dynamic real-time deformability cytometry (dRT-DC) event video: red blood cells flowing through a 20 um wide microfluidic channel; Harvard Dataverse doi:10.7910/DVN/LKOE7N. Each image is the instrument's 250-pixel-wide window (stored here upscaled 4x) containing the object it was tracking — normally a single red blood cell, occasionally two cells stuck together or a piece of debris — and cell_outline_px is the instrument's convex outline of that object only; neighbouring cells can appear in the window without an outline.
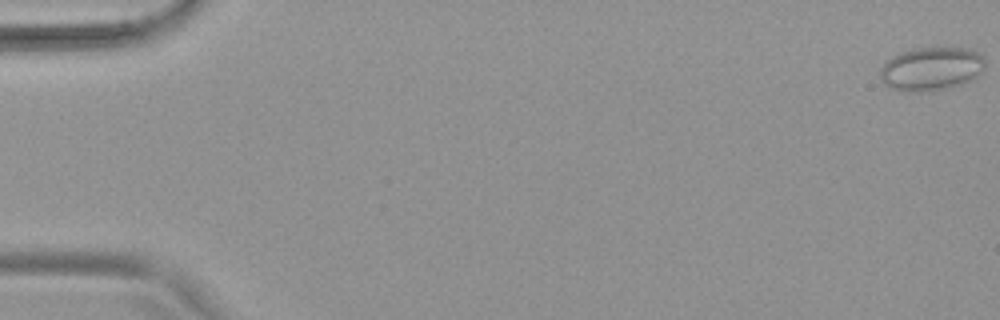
{"species": "common noctule bat (a hibernating species)", "species_latin": "Nyctalus noctula", "temperature_condition": "warm", "stored_images_in_passage": 9, "camera_frame_rate_fps": 3000, "um_per_image_px": 0.085, "animal": {"sex": "female", "body_mass_g": 19.9}, "frame": {"image": 1, "passage_image": 1, "time_ms": 0.0, "image_size_px": [1000, 320], "cell_outline_px": [[984, 64], [976, 76], [960, 84], [940, 88], [912, 92], [892, 88], [884, 84], [880, 76], [880, 68], [892, 56], [900, 52], [912, 48], [972, 48], [980, 52], [984, 60]], "centroid_in_image_um": [79.13, 5.81], "position_along_channel_um": 5.9, "area_um2": 26.07}}